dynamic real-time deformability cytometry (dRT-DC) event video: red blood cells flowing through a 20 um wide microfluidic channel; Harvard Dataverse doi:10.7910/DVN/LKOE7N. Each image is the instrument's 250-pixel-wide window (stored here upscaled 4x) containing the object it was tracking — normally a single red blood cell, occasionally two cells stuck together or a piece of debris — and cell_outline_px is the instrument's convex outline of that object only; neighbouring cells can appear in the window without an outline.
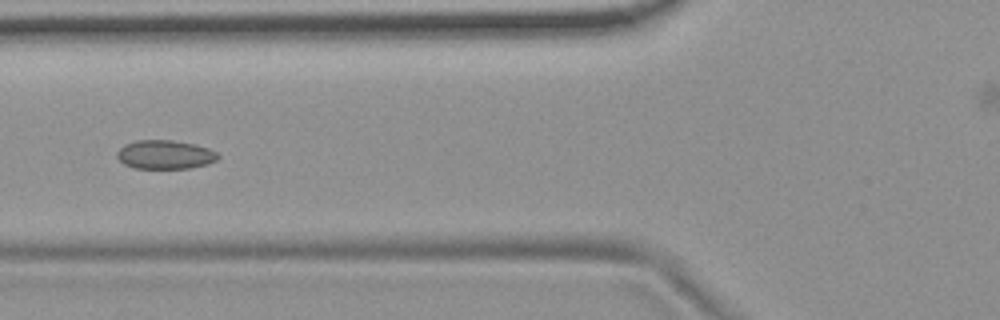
{"species": "common noctule bat (a hibernating species)", "species_latin": "Nyctalus noctula", "temperature_condition": "room temperature", "stored_images_in_passage": 7, "camera_frame_rate_fps": 3000, "um_per_image_px": 0.085, "animal": {"sex": "female", "body_mass_g": 19.9}, "frame": {"image": 1, "passage_image": 6, "time_ms": 5.667, "image_size_px": [1000, 320], "cell_outline_px": [[220, 156], [216, 160], [208, 164], [188, 168], [136, 168], [124, 164], [116, 156], [116, 152], [124, 144], [136, 140], [172, 140], [196, 144], [208, 148], [216, 152]], "centroid_in_image_um": [14.02, 13.13], "position_along_channel_um": 111.8, "area_um2": 16.99}}
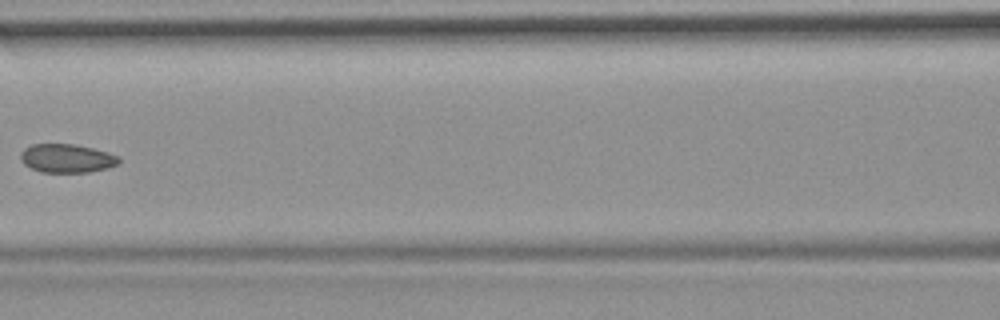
{"frame": {"image": 2, "passage_image": 7, "time_ms": 7.0, "image_size_px": [1000, 320], "cell_outline_px": [[120, 160], [116, 164], [108, 168], [88, 172], [40, 172], [24, 164], [20, 160], [20, 152], [24, 148], [32, 144], [76, 144], [108, 152], [120, 156]], "centroid_in_image_um": [5.66, 13.45], "position_along_channel_um": 160.9, "area_um2": 16.47}}